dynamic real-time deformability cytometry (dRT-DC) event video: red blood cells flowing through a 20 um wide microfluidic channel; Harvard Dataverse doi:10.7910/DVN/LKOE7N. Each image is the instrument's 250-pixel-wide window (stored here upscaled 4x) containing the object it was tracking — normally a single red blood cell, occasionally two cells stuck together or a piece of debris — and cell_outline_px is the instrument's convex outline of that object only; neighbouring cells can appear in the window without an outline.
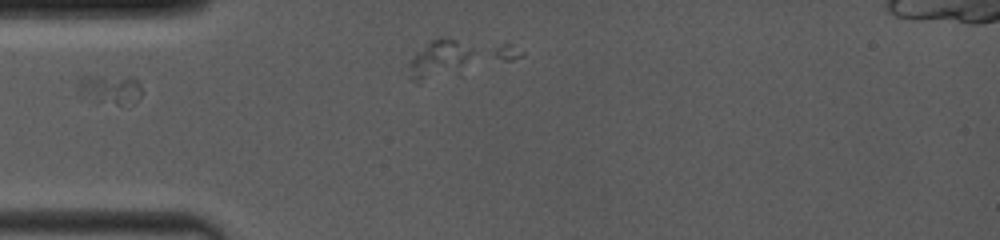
{"species": "common noctule bat (a hibernating species)", "species_latin": "Nyctalus noctula", "temperature_condition": "room temperature", "stored_images_in_passage": 16, "camera_frame_rate_fps": 4000, "um_per_image_px": 0.085, "animal": {"sex": "female", "body_mass_g": 19.0, "forearm_length_mm": 53.3}, "frame": {"image": 1, "passage_image": 1, "time_ms": 0.0, "image_size_px": [1000, 240], "cell_outline_px": [[140, 96], [136, 100], [120, 104], [116, 104], [96, 100], [80, 88], [76, 80], [92, 76], [128, 76], [136, 80], [140, 84]], "centroid_in_image_um": [9.45, 7.53], "position_along_channel_um": 75.6, "area_um2": 10.0}}